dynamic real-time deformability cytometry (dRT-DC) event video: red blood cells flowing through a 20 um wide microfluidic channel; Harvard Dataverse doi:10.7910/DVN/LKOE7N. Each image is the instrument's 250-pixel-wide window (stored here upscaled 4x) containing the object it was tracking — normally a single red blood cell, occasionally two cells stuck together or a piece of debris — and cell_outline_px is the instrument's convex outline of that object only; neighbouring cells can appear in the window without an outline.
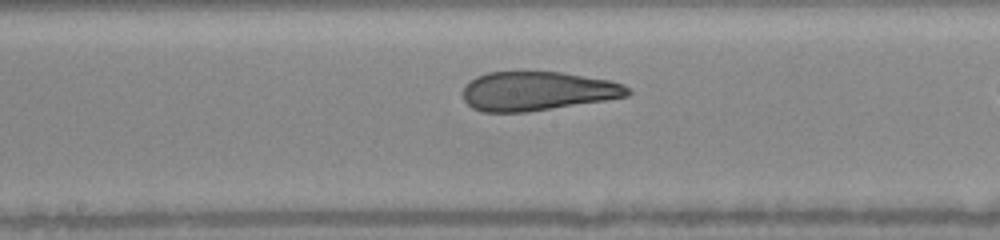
{"species": "human", "species_latin": "Homo sapiens", "temperature_condition": "warm", "stored_images_in_passage": 26, "camera_frame_rate_fps": 3000, "um_per_image_px": 0.085, "donor": {"sex": "female"}, "frame": {"image": 1, "passage_image": 12, "time_ms": 3.667, "image_size_px": [1000, 240], "cell_outline_px": [[632, 92], [628, 96], [604, 100], [528, 112], [480, 112], [472, 108], [464, 100], [464, 84], [468, 80], [476, 76], [488, 72], [560, 72], [608, 80], [624, 84]], "centroid_in_image_um": [45.63, 7.74], "position_along_channel_um": 202.6, "area_um2": 37.45}}
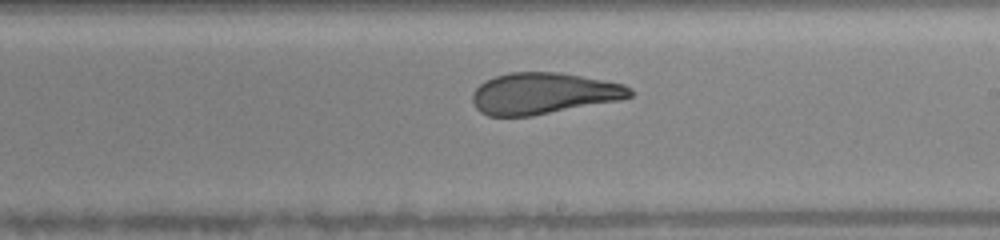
{"frame": {"image": 2, "passage_image": 15, "time_ms": 4.667, "image_size_px": [1000, 240], "cell_outline_px": [[632, 96], [620, 100], [532, 116], [488, 116], [480, 112], [476, 108], [472, 100], [472, 92], [480, 84], [496, 76], [508, 72], [556, 72], [580, 76], [624, 84], [632, 88]], "centroid_in_image_um": [46.18, 7.95], "position_along_channel_um": 242.8, "area_um2": 37.86}}